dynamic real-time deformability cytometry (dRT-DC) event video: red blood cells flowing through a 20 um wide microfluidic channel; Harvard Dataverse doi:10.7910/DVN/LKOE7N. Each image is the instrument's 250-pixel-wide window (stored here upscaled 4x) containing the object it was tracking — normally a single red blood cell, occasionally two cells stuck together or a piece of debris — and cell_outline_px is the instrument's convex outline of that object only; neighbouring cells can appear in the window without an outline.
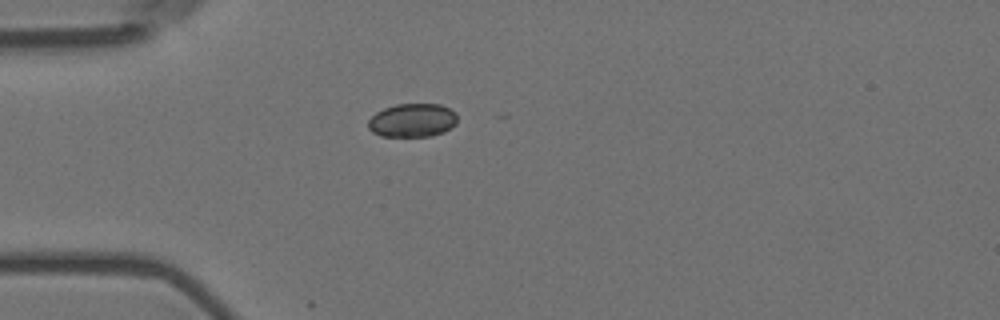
{"species": "Egyptian fruit bat (a non-hibernating species)", "species_latin": "Rousettus aegyptiacus", "temperature_condition": "room temperature", "stored_images_in_passage": 1, "camera_frame_rate_fps": 3000, "um_per_image_px": 0.085, "animal": {"sex": "female"}, "frame": {"image": 1, "passage_image": 1, "time_ms": 0.0, "image_size_px": [1000, 320], "cell_outline_px": [[456, 124], [444, 132], [432, 136], [380, 136], [372, 132], [368, 128], [368, 120], [376, 112], [384, 108], [396, 104], [440, 104], [456, 112]], "centroid_in_image_um": [35.05, 10.23], "position_along_channel_um": 50.0, "area_um2": 17.51}}